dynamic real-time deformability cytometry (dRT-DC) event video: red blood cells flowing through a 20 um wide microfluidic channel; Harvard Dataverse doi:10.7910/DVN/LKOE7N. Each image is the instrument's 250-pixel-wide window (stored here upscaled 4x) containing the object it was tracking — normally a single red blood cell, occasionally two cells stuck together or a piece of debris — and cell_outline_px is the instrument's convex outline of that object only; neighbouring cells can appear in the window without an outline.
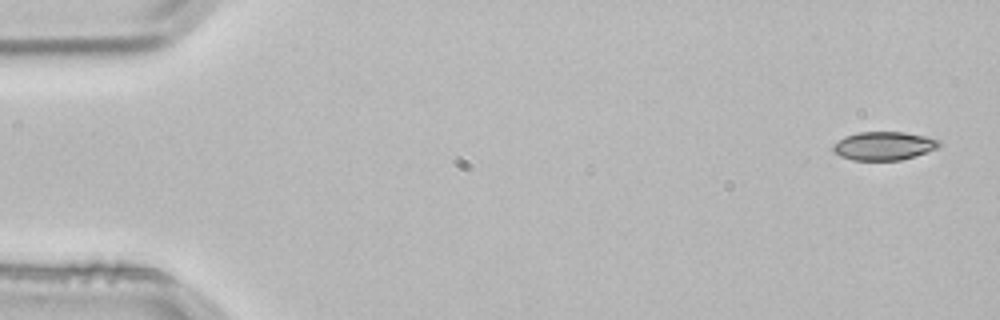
{"species": "common noctule bat (a hibernating species)", "species_latin": "Nyctalus noctula", "temperature_condition": "room temperature", "stored_images_in_passage": 4, "camera_frame_rate_fps": 3000, "um_per_image_px": 0.085, "animal": {"sex": "male", "body_mass_g": 21.5, "forearm_length_mm": 52.0}, "frame": {"image": 1, "passage_image": 1, "time_ms": 0.0, "image_size_px": [1000, 320], "cell_outline_px": [[940, 144], [936, 148], [900, 160], [852, 160], [840, 156], [832, 148], [832, 144], [844, 136], [856, 132], [904, 132], [928, 136], [940, 140]], "centroid_in_image_um": [75.09, 12.38], "position_along_channel_um": 9.9, "area_um2": 17.51}}
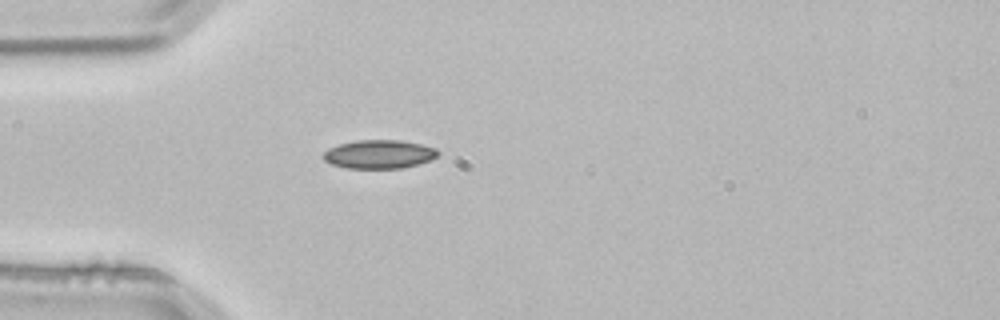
{"frame": {"image": 2, "passage_image": 4, "time_ms": 1.0, "image_size_px": [1000, 320], "cell_outline_px": [[440, 152], [436, 156], [428, 160], [416, 164], [400, 168], [344, 168], [332, 164], [324, 160], [320, 156], [328, 148], [340, 144], [356, 140], [400, 140], [420, 144], [436, 148]], "centroid_in_image_um": [32.17, 13.1], "position_along_channel_um": 52.8, "area_um2": 19.02}}